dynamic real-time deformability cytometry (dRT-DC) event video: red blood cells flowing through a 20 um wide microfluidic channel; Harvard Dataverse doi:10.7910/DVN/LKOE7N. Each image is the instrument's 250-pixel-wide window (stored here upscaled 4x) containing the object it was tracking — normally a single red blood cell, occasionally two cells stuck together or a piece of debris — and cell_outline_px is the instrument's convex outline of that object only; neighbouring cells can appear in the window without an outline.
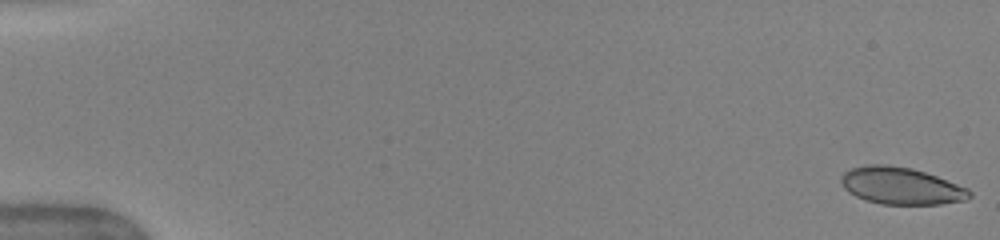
{"species": "human", "species_latin": "Homo sapiens", "temperature_condition": "warm", "stored_images_in_passage": 51, "camera_frame_rate_fps": 3000, "um_per_image_px": 0.085, "donor": {"sex": "female"}, "frame": {"image": 1, "passage_image": 1, "time_ms": 0.0, "image_size_px": [1000, 240], "cell_outline_px": [[972, 196], [968, 200], [940, 204], [880, 204], [864, 200], [848, 192], [844, 188], [840, 180], [840, 176], [844, 172], [852, 168], [864, 164], [888, 164], [912, 168], [936, 176], [968, 188], [972, 192]], "centroid_in_image_um": [76.58, 15.8], "position_along_channel_um": 8.4, "area_um2": 27.98}}
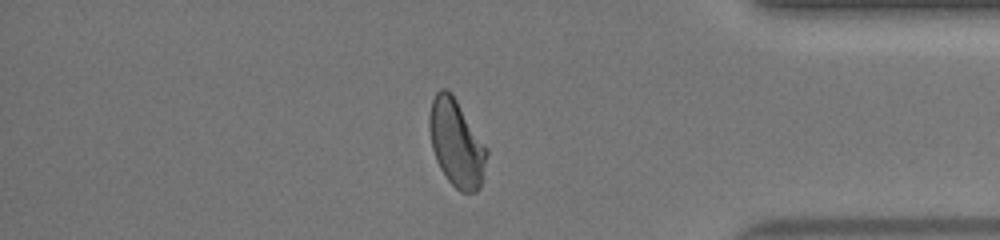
{"frame": {"image": 2, "passage_image": 44, "time_ms": 14.333, "image_size_px": [1000, 240], "cell_outline_px": [[488, 152], [480, 188], [476, 192], [460, 192], [448, 180], [440, 168], [436, 160], [432, 148], [428, 128], [428, 116], [432, 100], [436, 92], [440, 88], [444, 88], [452, 92], [488, 148]], "centroid_in_image_um": [38.78, 12.14], "position_along_channel_um": 396.4, "area_um2": 29.42}}
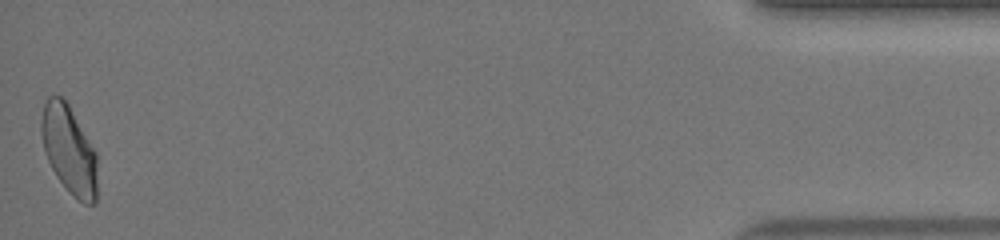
{"frame": {"image": 3, "passage_image": 51, "time_ms": 16.667, "image_size_px": [1000, 240], "cell_outline_px": [[96, 204], [84, 204], [72, 196], [56, 176], [48, 160], [44, 148], [40, 132], [40, 120], [44, 104], [48, 96], [60, 96], [68, 104], [96, 152]], "centroid_in_image_um": [5.85, 12.75], "position_along_channel_um": 429.3, "area_um2": 28.61}, "authors_computed_cell_mechanics": {"area_um2": 28.7844, "velocity_mm_per_s": 4.018, "shape_relaxation_time_tau1_ms": 4.6088, "shape_relaxation_time_tau2_ms": 0.5766, "deformation_change_tau1": 0.156, "deformation_change_tau2": 0.0673}}